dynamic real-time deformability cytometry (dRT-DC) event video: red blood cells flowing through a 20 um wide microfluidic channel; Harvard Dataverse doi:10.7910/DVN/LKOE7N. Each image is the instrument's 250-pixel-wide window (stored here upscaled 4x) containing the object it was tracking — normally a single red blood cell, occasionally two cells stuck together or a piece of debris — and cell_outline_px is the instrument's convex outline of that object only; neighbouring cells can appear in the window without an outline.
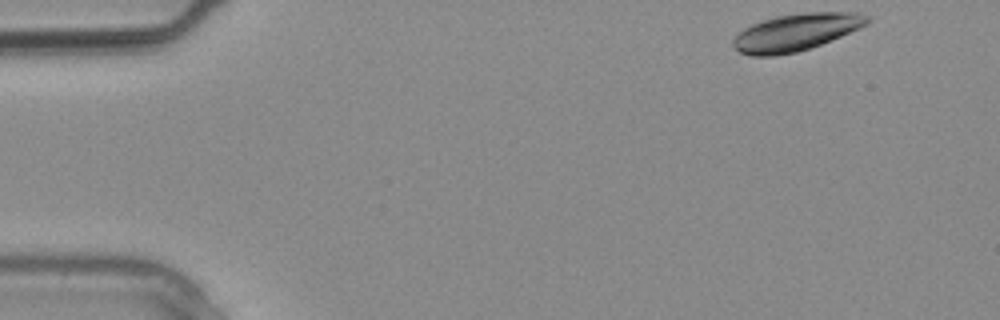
{"species": "common noctule bat (a hibernating species)", "species_latin": "Nyctalus noctula", "temperature_condition": "warm", "stored_images_in_passage": 2, "camera_frame_rate_fps": 3000, "um_per_image_px": 0.085, "animal": {"sex": "male", "body_mass_g": 20.4}, "frame": {"image": 1, "passage_image": 1, "time_ms": 0.0, "image_size_px": [1000, 320], "cell_outline_px": [[872, 20], [868, 24], [840, 36], [820, 44], [796, 52], [776, 56], [752, 56], [740, 52], [732, 44], [732, 40], [736, 32], [752, 24], [776, 16], [804, 12], [856, 12], [872, 16]], "centroid_in_image_um": [67.65, 2.73], "position_along_channel_um": 17.3, "area_um2": 29.07}}